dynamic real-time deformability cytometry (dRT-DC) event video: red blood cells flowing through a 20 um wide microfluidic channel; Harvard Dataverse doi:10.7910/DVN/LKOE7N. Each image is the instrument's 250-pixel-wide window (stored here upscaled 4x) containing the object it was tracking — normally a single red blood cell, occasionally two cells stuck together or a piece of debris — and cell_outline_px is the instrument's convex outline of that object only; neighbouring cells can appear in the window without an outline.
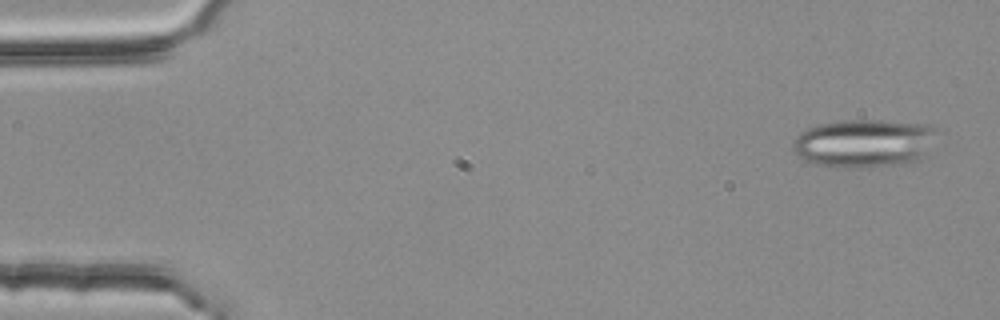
{"species": "common noctule bat (a hibernating species)", "species_latin": "Nyctalus noctula", "temperature_condition": "room temperature", "stored_images_in_passage": 3, "camera_frame_rate_fps": 3000, "um_per_image_px": 0.085, "animal": {"sex": "female", "body_mass_g": 25.1}, "frame": {"image": 1, "passage_image": 1, "time_ms": 0.0, "image_size_px": [1000, 320], "cell_outline_px": [[936, 128], [924, 156], [916, 164], [872, 168], [852, 168], [816, 164], [804, 160], [796, 156], [792, 148], [796, 136], [804, 128], [816, 124], [840, 120], [884, 120], [932, 124]], "centroid_in_image_um": [73.44, 12.18], "position_along_channel_um": 11.6, "area_um2": 41.44}}